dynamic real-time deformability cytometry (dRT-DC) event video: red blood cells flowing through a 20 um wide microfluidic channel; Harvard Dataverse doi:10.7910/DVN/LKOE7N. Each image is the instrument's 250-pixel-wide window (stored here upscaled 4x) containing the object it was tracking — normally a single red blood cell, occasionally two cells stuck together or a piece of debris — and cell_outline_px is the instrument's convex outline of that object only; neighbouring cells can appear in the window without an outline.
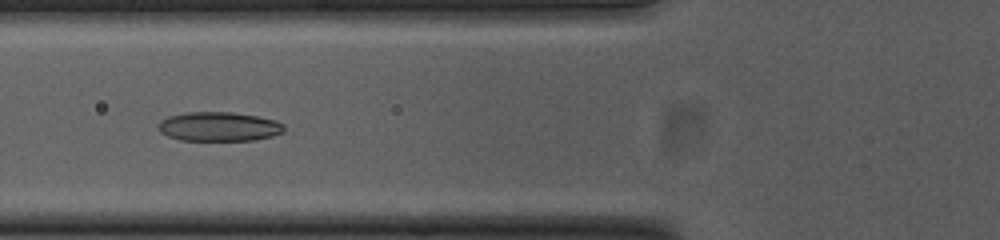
{"species": "common noctule bat (a hibernating species)", "species_latin": "Nyctalus noctula", "temperature_condition": "cold", "stored_images_in_passage": 38, "camera_frame_rate_fps": 3000, "um_per_image_px": 0.085, "animal": {"sex": "female", "body_mass_g": 23.0, "forearm_length_mm": 53.4}, "frame": {"image": 1, "passage_image": 11, "time_ms": 3.333, "image_size_px": [1000, 240], "cell_outline_px": [[284, 132], [272, 136], [252, 140], [180, 140], [168, 136], [160, 132], [156, 128], [156, 124], [160, 120], [168, 116], [188, 112], [232, 112], [256, 116], [276, 120], [284, 124]], "centroid_in_image_um": [18.57, 10.75], "position_along_channel_um": 107.2, "area_um2": 21.56}}
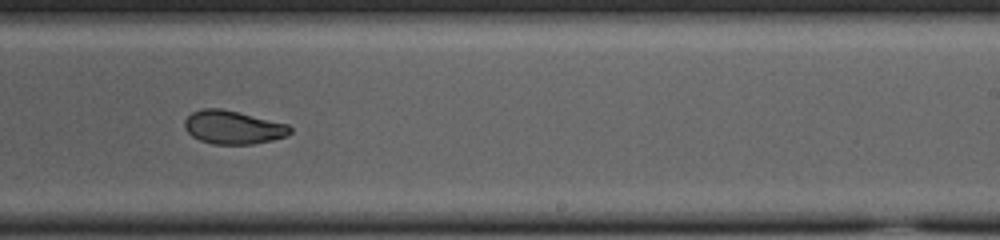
{"frame": {"image": 2, "passage_image": 24, "time_ms": 7.667, "image_size_px": [1000, 240], "cell_outline_px": [[292, 132], [288, 136], [272, 140], [252, 144], [212, 144], [200, 140], [192, 136], [184, 128], [184, 120], [192, 112], [200, 108], [220, 108], [288, 124], [292, 128]], "centroid_in_image_um": [19.8, 10.82], "position_along_channel_um": 269.2, "area_um2": 20.58}}
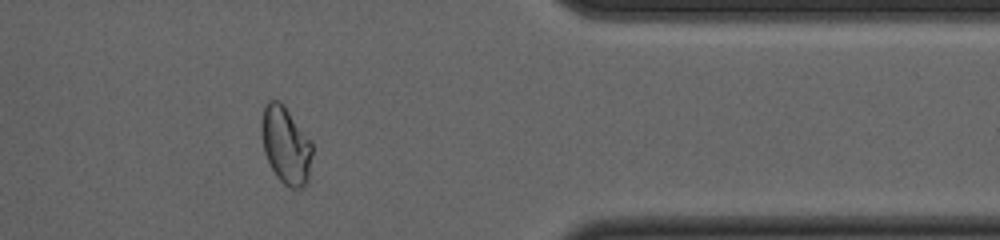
{"frame": {"image": 3, "passage_image": 35, "time_ms": 11.333, "image_size_px": [1000, 240], "cell_outline_px": [[312, 156], [308, 184], [304, 188], [292, 188], [284, 184], [276, 176], [264, 152], [260, 136], [260, 120], [264, 108], [268, 100], [276, 100], [284, 104], [312, 140]], "centroid_in_image_um": [24.3, 12.33], "position_along_channel_um": 387.1, "area_um2": 23.47}, "authors_computed_cell_mechanics": {"area_um2": 21.1259, "velocity_mm_per_s": 3.7413, "shape_relaxation_time_tau1_ms": null, "shape_relaxation_time_tau2_ms": 2.6056, "deformation_change_tau1": null, "deformation_change_tau2": 0.0667}}